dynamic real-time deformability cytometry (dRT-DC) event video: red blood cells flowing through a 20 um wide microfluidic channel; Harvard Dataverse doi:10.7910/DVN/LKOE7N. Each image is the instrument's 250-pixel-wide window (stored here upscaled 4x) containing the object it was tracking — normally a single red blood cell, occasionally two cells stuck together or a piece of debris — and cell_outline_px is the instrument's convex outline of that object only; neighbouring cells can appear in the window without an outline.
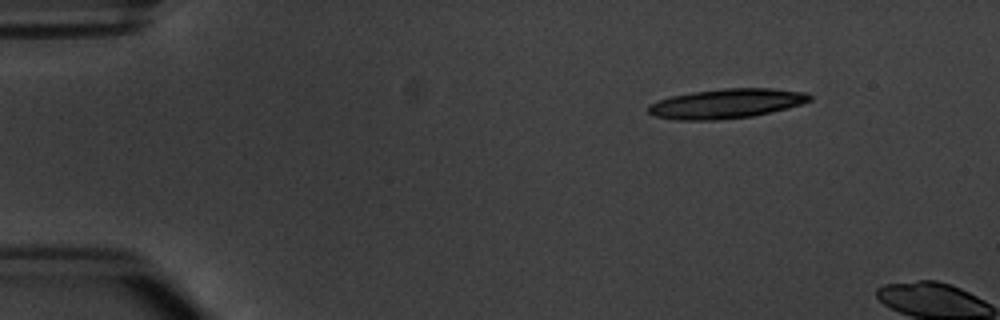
{"species": "common noctule bat (a hibernating species)", "species_latin": "Nyctalus noctula", "temperature_condition": "warm", "stored_images_in_passage": 3, "camera_frame_rate_fps": 3000, "um_per_image_px": 0.085, "animal": {"sex": "male", "body_mass_g": 20.1, "forearm_length_mm": 53.5}, "frame": {"image": 1, "passage_image": 2, "time_ms": 1.333, "image_size_px": [1000, 320], "cell_outline_px": [[812, 100], [788, 108], [752, 116], [716, 120], [676, 120], [656, 116], [648, 112], [648, 104], [672, 96], [692, 92], [724, 88], [772, 88], [804, 92], [812, 96]], "centroid_in_image_um": [61.75, 8.8], "position_along_channel_um": 23.3, "area_um2": 27.69}}